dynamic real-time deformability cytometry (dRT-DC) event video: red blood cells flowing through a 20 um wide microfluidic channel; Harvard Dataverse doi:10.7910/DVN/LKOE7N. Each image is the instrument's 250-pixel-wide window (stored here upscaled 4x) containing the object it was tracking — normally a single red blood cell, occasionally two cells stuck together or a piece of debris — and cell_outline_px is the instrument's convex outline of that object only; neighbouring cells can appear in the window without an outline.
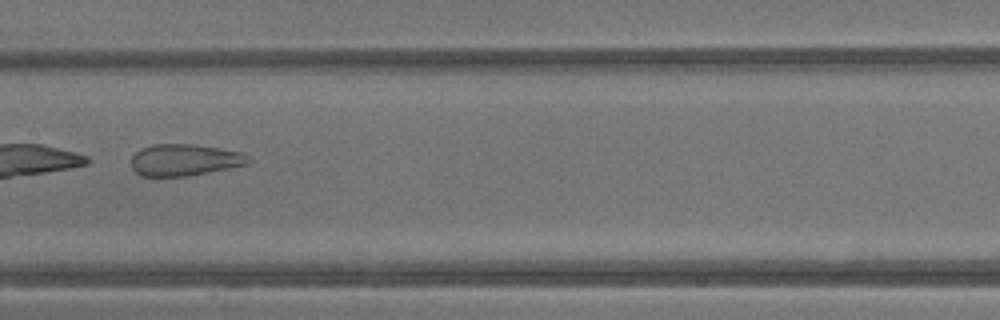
{"species": "common noctule bat (a hibernating species)", "species_latin": "Nyctalus noctula", "temperature_condition": "warm", "stored_images_in_passage": 18, "camera_frame_rate_fps": 3000, "um_per_image_px": 0.085, "animal": {"sex": "male", "body_mass_g": 13.3}, "frame": {"image": 1, "passage_image": 8, "time_ms": 2.333, "image_size_px": [1000, 320], "cell_outline_px": [[252, 160], [248, 164], [188, 176], [140, 176], [132, 168], [132, 156], [140, 148], [152, 144], [192, 144], [220, 148], [244, 152]], "centroid_in_image_um": [15.7, 13.58], "position_along_channel_um": 191.7, "area_um2": 21.73}}
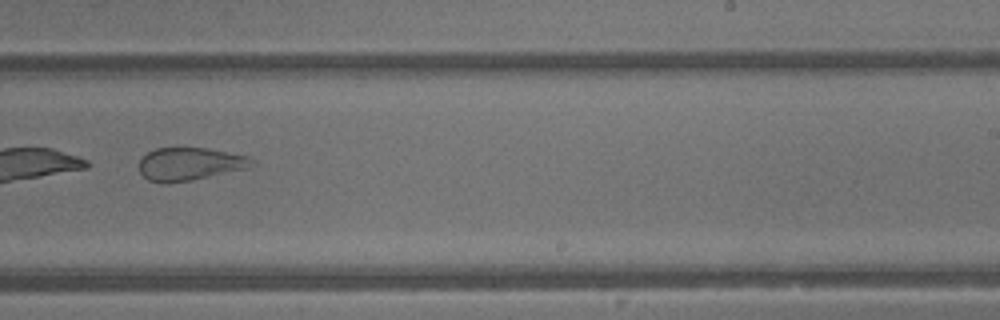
{"frame": {"image": 2, "passage_image": 13, "time_ms": 4.0, "image_size_px": [1000, 320], "cell_outline_px": [[256, 164], [244, 168], [192, 180], [168, 184], [164, 184], [148, 180], [140, 172], [140, 160], [148, 152], [156, 148], [208, 148], [248, 156]], "centroid_in_image_um": [16.09, 13.94], "position_along_channel_um": 272.9, "area_um2": 21.39}}